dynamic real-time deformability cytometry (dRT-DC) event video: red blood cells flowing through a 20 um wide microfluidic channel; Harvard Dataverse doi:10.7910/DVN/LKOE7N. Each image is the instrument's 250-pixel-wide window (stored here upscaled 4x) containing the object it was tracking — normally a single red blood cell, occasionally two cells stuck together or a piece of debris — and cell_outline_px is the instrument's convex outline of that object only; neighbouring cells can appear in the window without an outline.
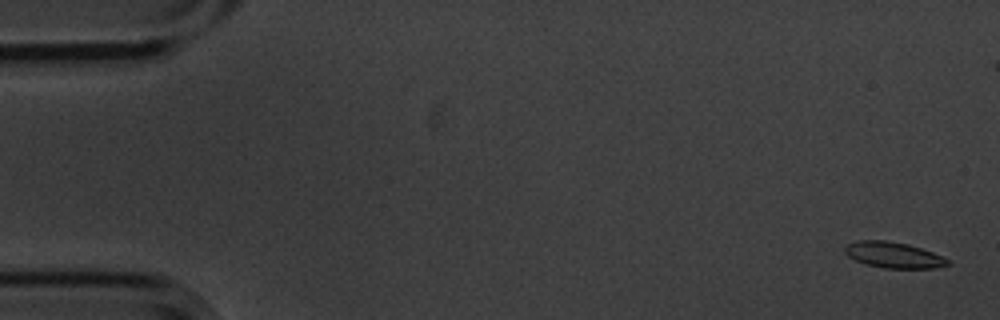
{"species": "common noctule bat (a hibernating species)", "species_latin": "Nyctalus noctula", "temperature_condition": "cold", "stored_images_in_passage": 6, "camera_frame_rate_fps": 3000, "um_per_image_px": 0.085, "animal": {"sex": "male", "body_mass_g": 20.1, "forearm_length_mm": 53.5}, "frame": {"image": 1, "passage_image": 1, "time_ms": 0.0, "image_size_px": [1000, 320], "cell_outline_px": [[952, 264], [936, 268], [884, 268], [868, 264], [856, 260], [848, 256], [844, 252], [844, 248], [848, 244], [856, 240], [884, 240], [908, 244], [932, 252], [948, 260]], "centroid_in_image_um": [75.94, 21.67], "position_along_channel_um": 9.1, "area_um2": 15.37}}